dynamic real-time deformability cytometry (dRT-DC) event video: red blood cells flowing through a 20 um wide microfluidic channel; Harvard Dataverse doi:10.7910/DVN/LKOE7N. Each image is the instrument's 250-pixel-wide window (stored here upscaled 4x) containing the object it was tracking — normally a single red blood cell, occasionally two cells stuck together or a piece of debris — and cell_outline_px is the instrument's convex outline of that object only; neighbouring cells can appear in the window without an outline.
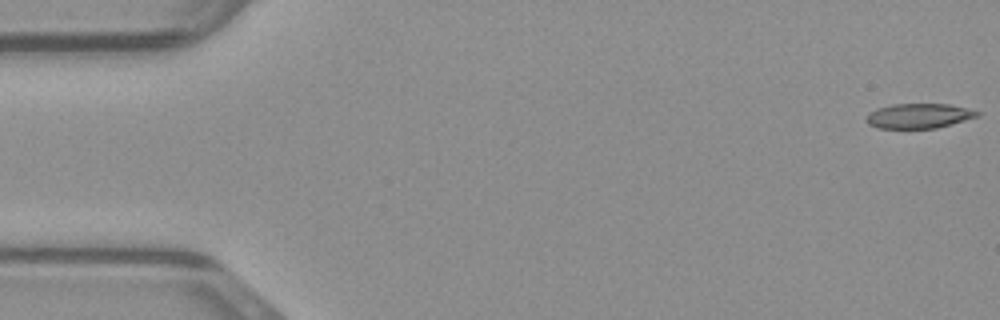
{"species": "common noctule bat (a hibernating species)", "species_latin": "Nyctalus noctula", "temperature_condition": "warm", "stored_images_in_passage": 48, "camera_frame_rate_fps": 3000, "um_per_image_px": 0.085, "animal": {"sex": "male", "body_mass_g": 23.1, "forearm_length_mm": 52.7}, "frame": {"image": 1, "passage_image": 1, "time_ms": 0.0, "image_size_px": [1000, 320], "cell_outline_px": [[980, 116], [936, 128], [876, 128], [868, 124], [864, 120], [868, 112], [876, 108], [892, 104], [948, 104], [980, 112]], "centroid_in_image_um": [78.03, 9.85], "position_along_channel_um": 7.0, "area_um2": 16.07}}
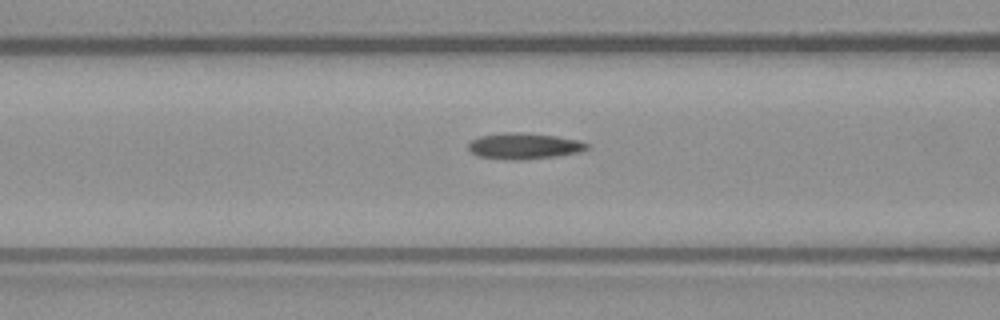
{"frame": {"image": 2, "passage_image": 19, "time_ms": 6.0, "image_size_px": [1000, 320], "cell_outline_px": [[588, 148], [580, 152], [556, 156], [524, 160], [508, 160], [476, 156], [468, 148], [468, 144], [472, 140], [480, 136], [504, 132], [520, 132], [556, 136], [576, 140], [588, 144]], "centroid_in_image_um": [44.51, 12.42], "position_along_channel_um": 122.1, "area_um2": 18.03}}
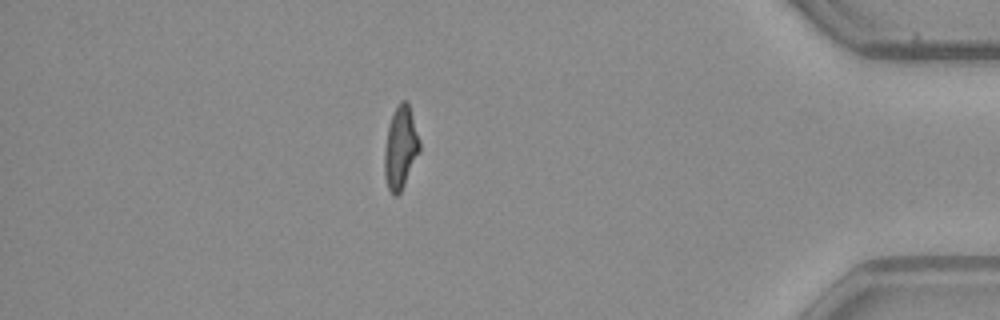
{"frame": {"image": 3, "passage_image": 42, "time_ms": 13.667, "image_size_px": [1000, 320], "cell_outline_px": [[420, 152], [400, 192], [396, 196], [392, 196], [388, 188], [384, 176], [384, 152], [388, 128], [392, 116], [400, 100], [408, 100], [420, 140]], "centroid_in_image_um": [34.05, 12.56], "position_along_channel_um": 401.1, "area_um2": 16.94}}